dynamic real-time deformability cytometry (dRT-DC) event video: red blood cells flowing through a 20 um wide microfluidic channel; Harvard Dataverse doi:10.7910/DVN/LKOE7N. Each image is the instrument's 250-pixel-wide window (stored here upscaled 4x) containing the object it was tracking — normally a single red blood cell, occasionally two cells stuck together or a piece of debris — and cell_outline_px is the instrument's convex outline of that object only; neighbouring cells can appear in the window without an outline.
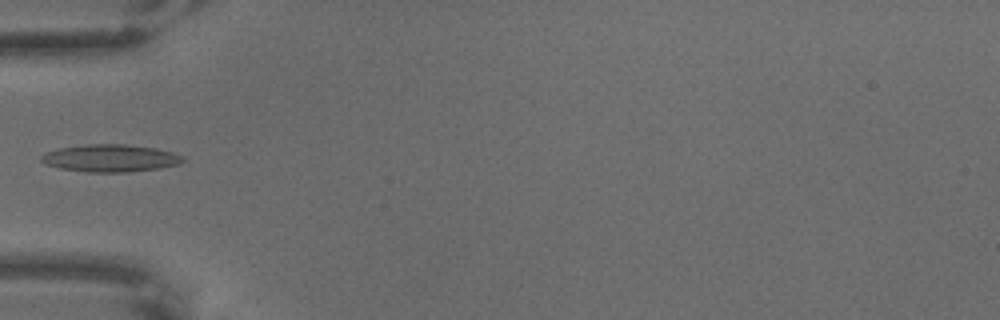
{"species": "common noctule bat (a hibernating species)", "species_latin": "Nyctalus noctula", "temperature_condition": "warm", "stored_images_in_passage": 10, "camera_frame_rate_fps": 3000, "um_per_image_px": 0.085, "animal": {"sex": "male", "body_mass_g": 18.8}, "frame": {"image": 1, "passage_image": 5, "time_ms": 1.333, "image_size_px": [1000, 320], "cell_outline_px": [[184, 160], [180, 164], [160, 168], [128, 172], [88, 172], [60, 168], [44, 164], [40, 160], [40, 156], [44, 152], [60, 148], [88, 144], [124, 144], [156, 148], [172, 152], [184, 156]], "centroid_in_image_um": [9.37, 13.44], "position_along_channel_um": 75.6, "area_um2": 22.72}}
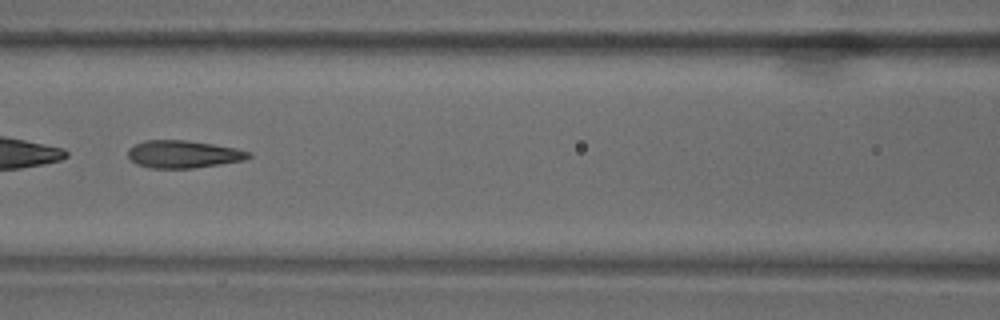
{"frame": {"image": 2, "passage_image": 7, "time_ms": 2.0, "image_size_px": [1000, 320], "cell_outline_px": [[252, 156], [244, 160], [220, 164], [192, 168], [152, 168], [136, 164], [128, 156], [128, 148], [144, 140], [188, 140], [236, 148], [252, 152]], "centroid_in_image_um": [15.59, 13.1], "position_along_channel_um": 151.0, "area_um2": 19.36}}